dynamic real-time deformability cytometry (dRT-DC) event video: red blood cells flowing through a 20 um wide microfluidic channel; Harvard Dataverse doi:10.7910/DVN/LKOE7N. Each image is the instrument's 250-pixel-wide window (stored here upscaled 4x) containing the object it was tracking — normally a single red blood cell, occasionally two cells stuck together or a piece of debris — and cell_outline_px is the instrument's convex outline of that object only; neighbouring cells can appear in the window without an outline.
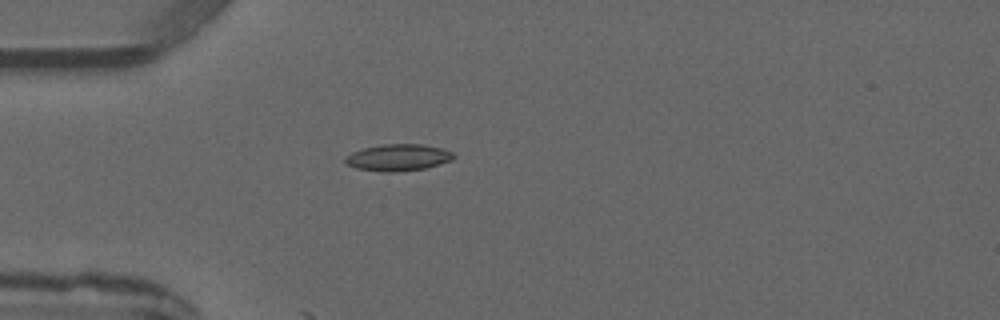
{"species": "common noctule bat (a hibernating species)", "species_latin": "Nyctalus noctula", "temperature_condition": "warm", "stored_images_in_passage": 2, "camera_frame_rate_fps": 3000, "um_per_image_px": 0.085, "animal": {"sex": "male", "forearm_length_mm": 52.5}, "frame": {"image": 1, "passage_image": 2, "time_ms": 1.667, "image_size_px": [1000, 320], "cell_outline_px": [[456, 156], [452, 160], [440, 164], [424, 168], [396, 172], [380, 172], [356, 168], [344, 164], [344, 156], [352, 152], [364, 148], [380, 144], [424, 144], [440, 148], [452, 152]], "centroid_in_image_um": [33.8, 13.39], "position_along_channel_um": 51.2, "area_um2": 17.05}}